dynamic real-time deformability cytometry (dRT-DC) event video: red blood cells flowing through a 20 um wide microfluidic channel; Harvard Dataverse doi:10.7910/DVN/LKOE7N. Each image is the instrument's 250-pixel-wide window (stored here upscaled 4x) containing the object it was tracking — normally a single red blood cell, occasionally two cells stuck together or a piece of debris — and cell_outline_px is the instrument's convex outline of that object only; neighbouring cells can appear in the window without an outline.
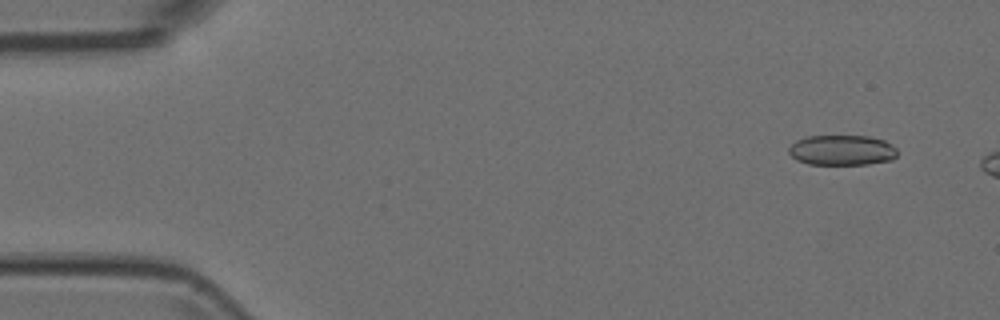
{"species": "Egyptian fruit bat (a non-hibernating species)", "species_latin": "Rousettus aegyptiacus", "temperature_condition": "room temperature", "stored_images_in_passage": 2, "camera_frame_rate_fps": 3000, "um_per_image_px": 0.085, "animal": {"sex": "female"}, "frame": {"image": 1, "passage_image": 1, "time_ms": 0.0, "image_size_px": [1000, 320], "cell_outline_px": [[896, 156], [892, 160], [868, 164], [808, 164], [796, 160], [788, 152], [788, 148], [796, 140], [804, 136], [872, 136], [884, 140], [896, 148]], "centroid_in_image_um": [71.55, 12.76], "position_along_channel_um": 13.5, "area_um2": 19.25}}